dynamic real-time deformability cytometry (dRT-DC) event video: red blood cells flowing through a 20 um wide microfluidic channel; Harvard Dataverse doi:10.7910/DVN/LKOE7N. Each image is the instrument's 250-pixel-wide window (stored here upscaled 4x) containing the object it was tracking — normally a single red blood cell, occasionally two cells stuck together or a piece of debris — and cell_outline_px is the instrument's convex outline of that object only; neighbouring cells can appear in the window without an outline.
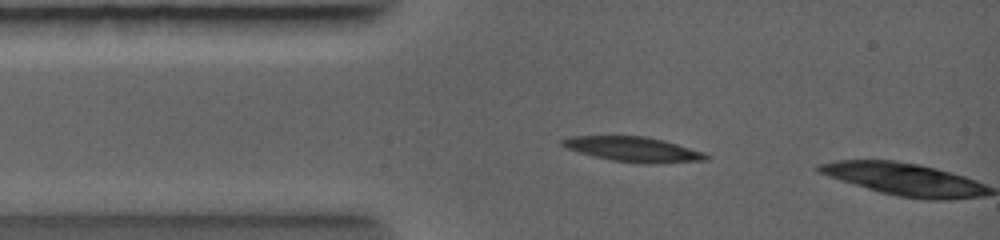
{"species": "common noctule bat (a hibernating species)", "species_latin": "Nyctalus noctula", "temperature_condition": "warm", "stored_images_in_passage": 3, "camera_frame_rate_fps": 5000, "um_per_image_px": 0.085, "animal": {"sex": "female", "body_mass_g": 19.0, "forearm_length_mm": 56.7}, "frame": {"image": 1, "passage_image": 2, "time_ms": 0.6, "image_size_px": [1000, 240], "cell_outline_px": [[712, 156], [708, 160], [652, 164], [644, 164], [612, 160], [564, 148], [560, 144], [560, 140], [568, 136], [644, 136], [664, 140], [704, 152]], "centroid_in_image_um": [53.85, 12.69], "position_along_channel_um": 31.1, "area_um2": 20.98}}